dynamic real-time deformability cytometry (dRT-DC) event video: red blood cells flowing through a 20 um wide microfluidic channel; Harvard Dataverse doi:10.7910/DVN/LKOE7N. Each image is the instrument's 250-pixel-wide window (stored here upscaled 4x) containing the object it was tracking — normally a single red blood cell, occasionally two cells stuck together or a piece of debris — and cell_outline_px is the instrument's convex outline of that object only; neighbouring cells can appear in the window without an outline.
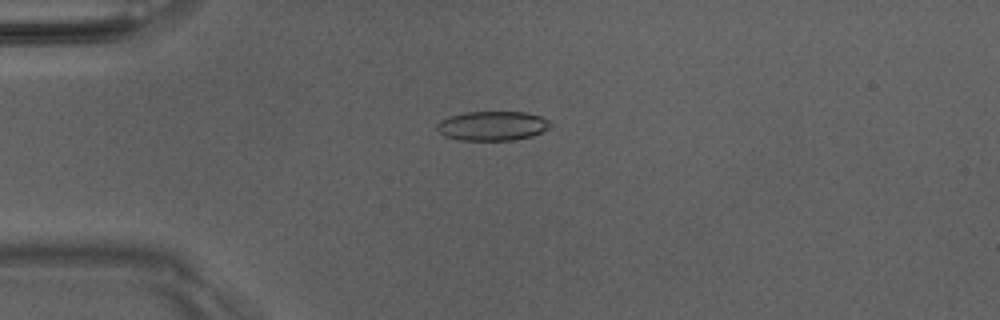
{"species": "Egyptian fruit bat (a non-hibernating species)", "species_latin": "Rousettus aegyptiacus", "temperature_condition": "room temperature", "stored_images_in_passage": 45, "camera_frame_rate_fps": 3000, "um_per_image_px": 0.085, "animal": {"sex": "male"}, "frame": {"image": 1, "passage_image": 7, "time_ms": 2.0, "image_size_px": [1000, 320], "cell_outline_px": [[552, 124], [544, 132], [532, 136], [512, 140], [460, 140], [444, 136], [436, 128], [436, 124], [440, 120], [448, 116], [464, 112], [524, 112], [540, 116], [548, 120]], "centroid_in_image_um": [41.84, 10.69], "position_along_channel_um": 43.2, "area_um2": 19.54}}
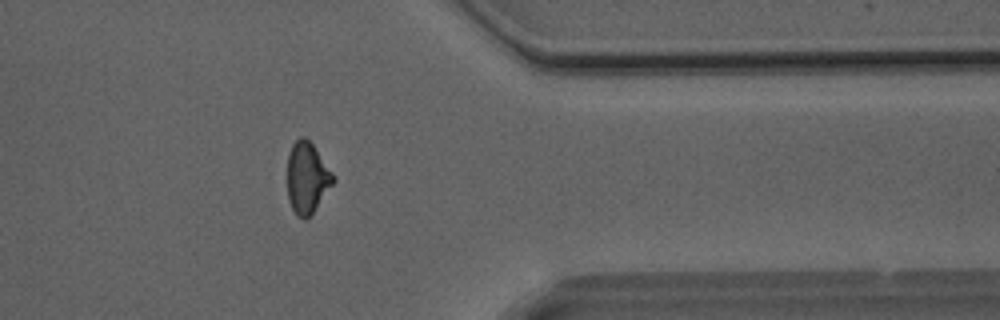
{"frame": {"image": 2, "passage_image": 35, "time_ms": 11.333, "image_size_px": [1000, 320], "cell_outline_px": [[336, 180], [312, 212], [304, 220], [296, 216], [288, 200], [288, 152], [292, 144], [300, 136], [304, 136], [312, 144], [336, 176]], "centroid_in_image_um": [26.1, 15.1], "position_along_channel_um": 385.3, "area_um2": 18.96}}
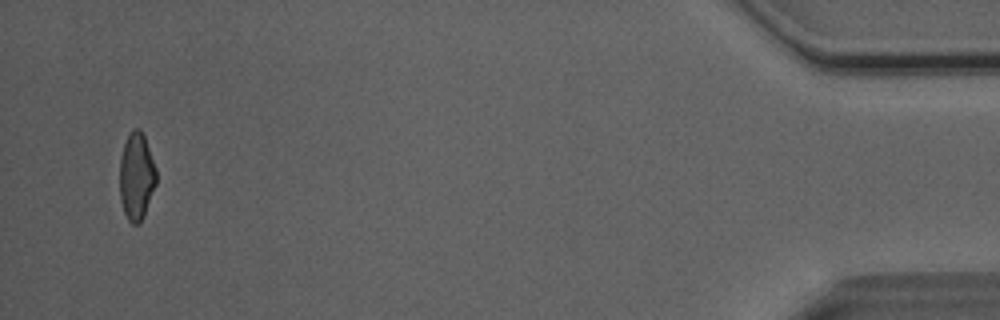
{"frame": {"image": 3, "passage_image": 43, "time_ms": 14.0, "image_size_px": [1000, 320], "cell_outline_px": [[156, 184], [144, 216], [140, 224], [132, 224], [128, 220], [124, 212], [120, 200], [120, 156], [124, 144], [132, 128], [140, 128], [144, 136], [156, 168]], "centroid_in_image_um": [11.6, 15.01], "position_along_channel_um": 423.6, "area_um2": 18.67}, "authors_computed_cell_mechanics": {"area_um2": 19.1896, "velocity_mm_per_s": 4.0763, "shape_relaxation_time_tau1_ms": null, "shape_relaxation_time_tau2_ms": 1.1651, "deformation_change_tau1": null, "deformation_change_tau2": 0.0688}}